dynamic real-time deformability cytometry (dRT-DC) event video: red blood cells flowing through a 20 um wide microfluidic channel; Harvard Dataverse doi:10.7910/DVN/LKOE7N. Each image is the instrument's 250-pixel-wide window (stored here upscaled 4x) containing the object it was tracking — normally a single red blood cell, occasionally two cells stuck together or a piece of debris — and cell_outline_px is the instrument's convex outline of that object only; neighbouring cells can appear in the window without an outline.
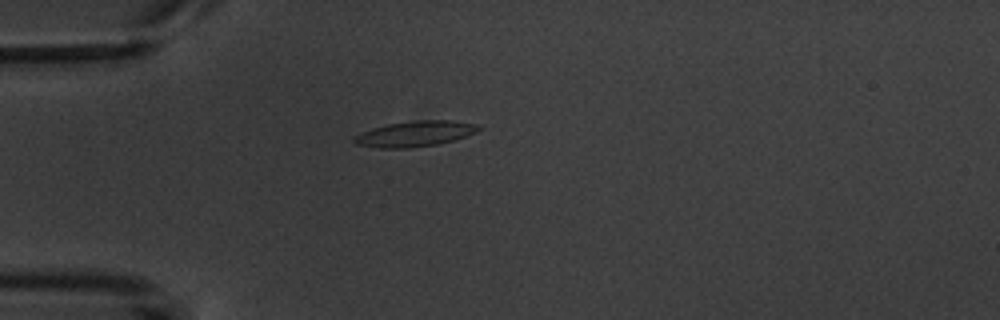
{"species": "common noctule bat (a hibernating species)", "species_latin": "Nyctalus noctula", "temperature_condition": "warm", "stored_images_in_passage": 2, "camera_frame_rate_fps": 3000, "um_per_image_px": 0.085, "animal": {"sex": "male", "body_mass_g": 20.1, "forearm_length_mm": 53.5}, "frame": {"image": 1, "passage_image": 1, "time_ms": 0.0, "image_size_px": [1000, 320], "cell_outline_px": [[484, 128], [476, 132], [440, 144], [408, 148], [376, 148], [356, 144], [352, 140], [356, 136], [372, 128], [388, 124], [416, 120], [452, 120], [476, 124]], "centroid_in_image_um": [35.3, 11.37], "position_along_channel_um": 49.7, "area_um2": 18.44}}